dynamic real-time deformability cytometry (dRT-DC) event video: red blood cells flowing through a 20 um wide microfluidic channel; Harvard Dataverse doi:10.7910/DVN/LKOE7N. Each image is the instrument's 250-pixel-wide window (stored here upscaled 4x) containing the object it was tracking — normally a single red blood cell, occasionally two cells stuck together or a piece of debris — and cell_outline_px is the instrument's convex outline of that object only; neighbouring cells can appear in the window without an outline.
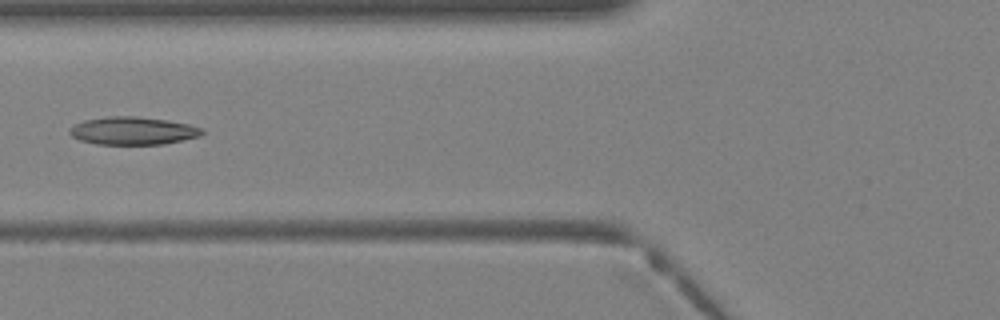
{"species": "Egyptian fruit bat (a non-hibernating species)", "species_latin": "Rousettus aegyptiacus", "temperature_condition": "warm", "stored_images_in_passage": 39, "camera_frame_rate_fps": 3000, "um_per_image_px": 0.085, "animal": {"sex": "female"}, "frame": {"image": 1, "passage_image": 16, "time_ms": 5.0, "image_size_px": [1000, 320], "cell_outline_px": [[204, 132], [200, 136], [184, 140], [164, 144], [96, 144], [80, 140], [72, 136], [68, 132], [68, 128], [84, 120], [108, 116], [136, 116], [168, 120], [188, 124], [204, 128]], "centroid_in_image_um": [11.31, 11.11], "position_along_channel_um": 114.5, "area_um2": 21.62}}
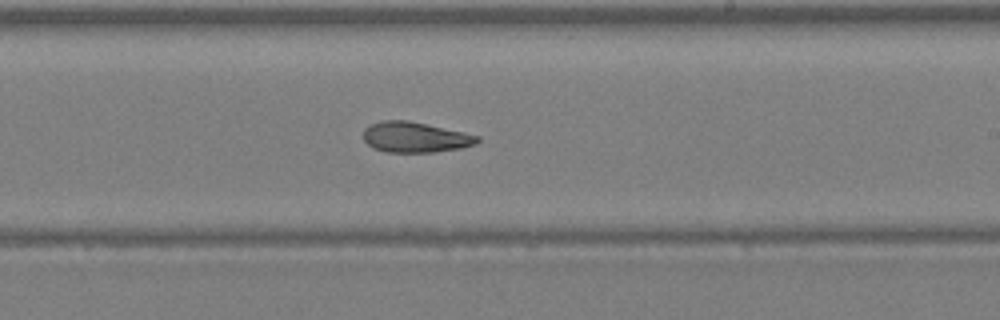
{"frame": {"image": 2, "passage_image": 24, "time_ms": 7.667, "image_size_px": [1000, 320], "cell_outline_px": [[480, 140], [476, 144], [460, 148], [432, 152], [384, 152], [372, 148], [364, 140], [364, 128], [368, 124], [380, 120], [408, 120], [480, 136]], "centroid_in_image_um": [35.24, 11.66], "position_along_channel_um": 253.8, "area_um2": 20.29}}
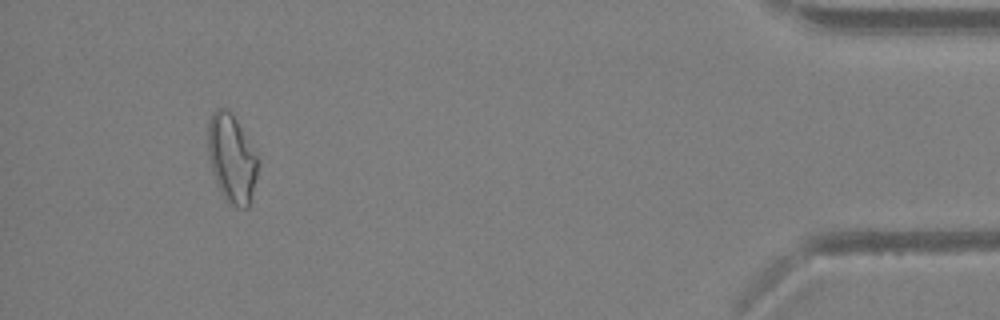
{"frame": {"image": 3, "passage_image": 37, "time_ms": 12.0, "image_size_px": [1000, 320], "cell_outline_px": [[260, 160], [248, 208], [240, 208], [228, 204], [224, 200], [216, 184], [212, 172], [208, 156], [208, 120], [212, 112], [216, 108], [228, 108], [232, 112]], "centroid_in_image_um": [19.68, 13.46], "position_along_channel_um": 415.5, "area_um2": 26.07}}